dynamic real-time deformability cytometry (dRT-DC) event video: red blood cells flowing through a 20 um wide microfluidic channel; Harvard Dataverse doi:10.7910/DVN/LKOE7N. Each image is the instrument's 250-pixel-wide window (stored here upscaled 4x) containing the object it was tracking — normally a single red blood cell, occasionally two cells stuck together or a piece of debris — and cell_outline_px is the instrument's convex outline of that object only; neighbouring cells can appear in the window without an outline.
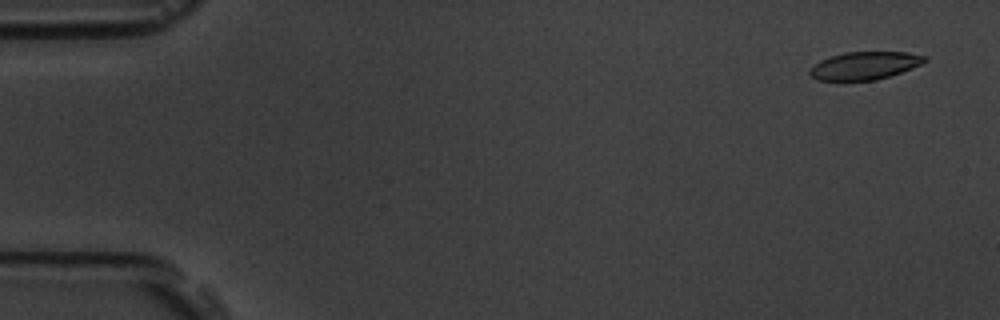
{"species": "common noctule bat (a hibernating species)", "species_latin": "Nyctalus noctula", "temperature_condition": "room temperature", "stored_images_in_passage": 54, "camera_frame_rate_fps": 3000, "um_per_image_px": 0.085, "animal": {"sex": "male", "body_mass_g": 19.5, "forearm_length_mm": 54.6}, "frame": {"image": 1, "passage_image": 3, "time_ms": 0.667, "image_size_px": [1000, 320], "cell_outline_px": [[928, 60], [912, 68], [876, 80], [816, 80], [808, 72], [820, 60], [844, 52], [904, 52], [928, 56]], "centroid_in_image_um": [73.51, 5.57], "position_along_channel_um": 11.5, "area_um2": 18.38}}
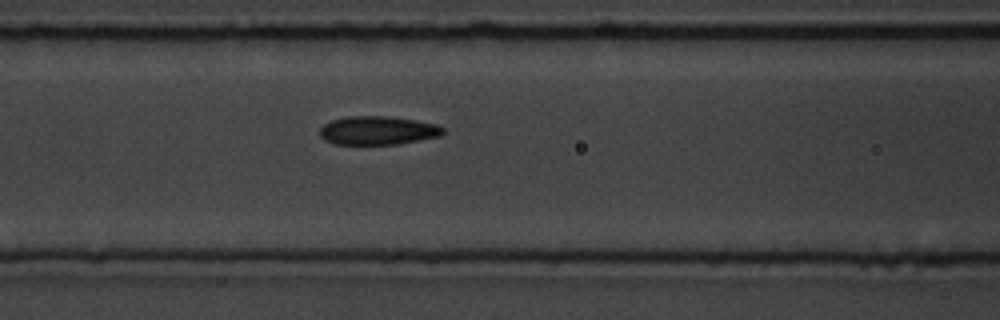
{"frame": {"image": 2, "passage_image": 23, "time_ms": 7.333, "image_size_px": [1000, 320], "cell_outline_px": [[444, 132], [440, 136], [396, 144], [336, 144], [324, 140], [320, 136], [320, 128], [324, 124], [332, 120], [348, 116], [392, 116], [416, 120], [436, 124], [444, 128]], "centroid_in_image_um": [32.11, 11.08], "position_along_channel_um": 134.5, "area_um2": 20.52}}
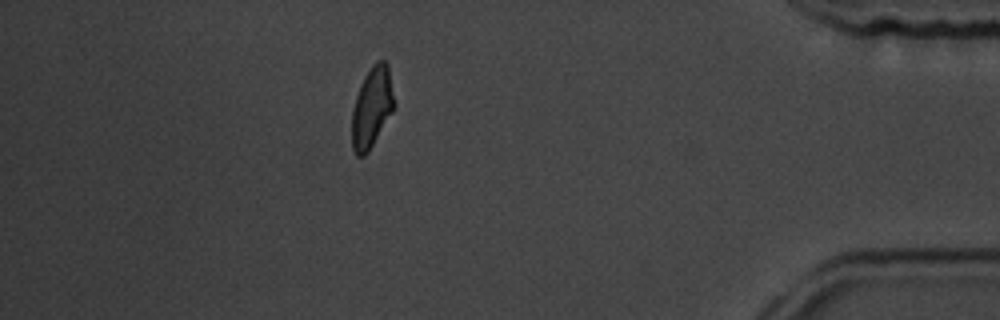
{"frame": {"image": 3, "passage_image": 48, "time_ms": 15.667, "image_size_px": [1000, 320], "cell_outline_px": [[392, 112], [368, 152], [364, 156], [356, 156], [352, 148], [352, 108], [360, 84], [364, 76], [372, 64], [376, 60], [384, 60], [388, 64], [392, 96]], "centroid_in_image_um": [31.56, 9.12], "position_along_channel_um": 403.6, "area_um2": 19.48}, "authors_computed_cell_mechanics": {"area_um2": 20.23, "velocity_mm_per_s": 3.7712, "shape_relaxation_time_tau1_ms": 3.3989, "shape_relaxation_time_tau2_ms": 1.6207, "deformation_change_tau1": 0.1435, "deformation_change_tau2": 0.0831}}